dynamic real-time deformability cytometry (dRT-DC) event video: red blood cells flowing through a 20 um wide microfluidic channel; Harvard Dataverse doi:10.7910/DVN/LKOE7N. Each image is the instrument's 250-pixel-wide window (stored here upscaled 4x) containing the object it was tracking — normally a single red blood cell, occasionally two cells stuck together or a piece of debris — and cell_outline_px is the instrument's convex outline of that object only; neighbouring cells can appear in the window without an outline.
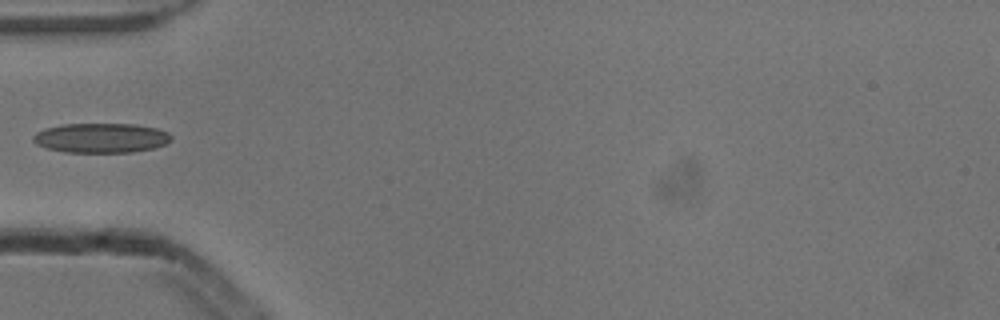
{"species": "common noctule bat (a hibernating species)", "species_latin": "Nyctalus noctula", "temperature_condition": "cold", "stored_images_in_passage": 3, "camera_frame_rate_fps": 3000, "um_per_image_px": 0.085, "animal": {"sex": "male", "body_mass_g": 13.3}, "frame": {"image": 1, "passage_image": 2, "time_ms": 0.333, "image_size_px": [1000, 320], "cell_outline_px": [[172, 140], [164, 144], [152, 148], [132, 152], [64, 152], [48, 148], [36, 144], [32, 140], [32, 136], [36, 132], [44, 128], [60, 124], [136, 124], [156, 128], [168, 132], [172, 136]], "centroid_in_image_um": [8.57, 11.71], "position_along_channel_um": 76.4, "area_um2": 23.93}}
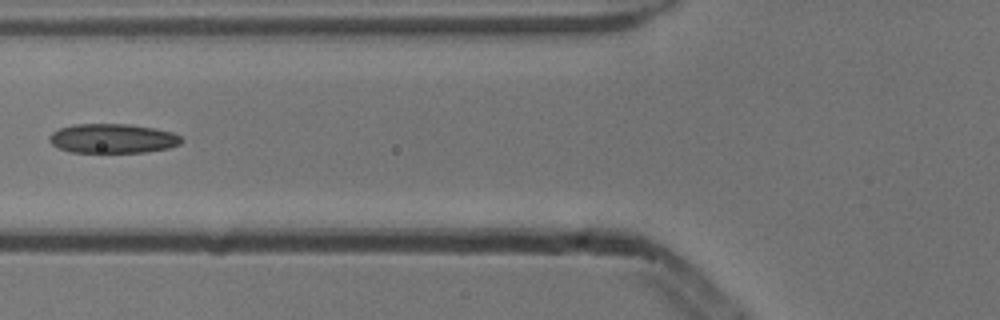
{"frame": {"image": 2, "passage_image": 3, "time_ms": 0.667, "image_size_px": [1000, 320], "cell_outline_px": [[184, 140], [180, 144], [168, 148], [144, 152], [68, 152], [56, 148], [48, 140], [48, 136], [52, 132], [60, 128], [72, 124], [128, 124], [156, 128], [172, 132], [180, 136]], "centroid_in_image_um": [9.55, 11.77], "position_along_channel_um": 116.3, "area_um2": 22.83}}